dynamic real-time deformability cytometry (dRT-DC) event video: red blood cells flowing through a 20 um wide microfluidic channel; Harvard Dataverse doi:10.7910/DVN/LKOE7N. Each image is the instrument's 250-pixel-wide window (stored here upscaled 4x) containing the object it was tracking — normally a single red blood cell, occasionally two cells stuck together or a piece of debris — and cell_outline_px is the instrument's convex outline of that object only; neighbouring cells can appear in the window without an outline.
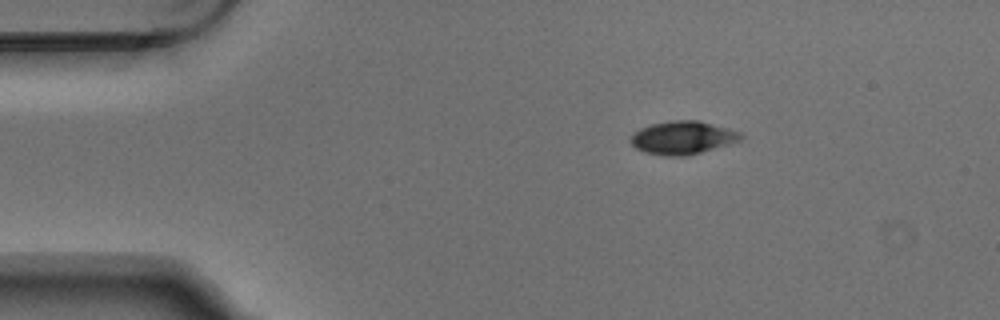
{"species": "Egyptian fruit bat (a non-hibernating species)", "species_latin": "Rousettus aegyptiacus", "temperature_condition": "warm", "stored_images_in_passage": 5, "camera_frame_rate_fps": 3000, "um_per_image_px": 0.085, "animal": {"sex": "male"}, "frame": {"image": 1, "passage_image": 1, "time_ms": 0.0, "image_size_px": [1000, 320], "cell_outline_px": [[744, 136], [740, 140], [728, 144], [700, 152], [684, 156], [664, 156], [644, 152], [636, 148], [632, 144], [632, 136], [640, 128], [652, 124], [676, 120], [700, 120], [728, 128], [740, 132]], "centroid_in_image_um": [58.05, 11.7], "position_along_channel_um": 27.0, "area_um2": 20.98}}
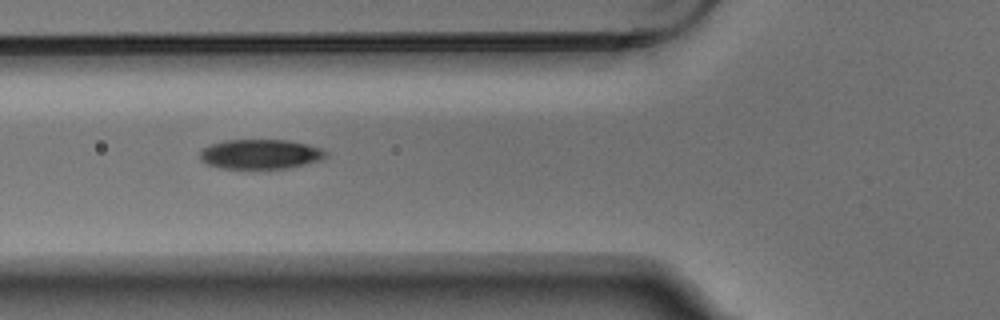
{"frame": {"image": 2, "passage_image": 4, "time_ms": 1.0, "image_size_px": [1000, 320], "cell_outline_px": [[328, 156], [324, 160], [288, 168], [220, 168], [208, 164], [200, 160], [200, 148], [208, 144], [224, 140], [288, 140], [308, 144], [320, 148], [328, 152]], "centroid_in_image_um": [22.14, 13.09], "position_along_channel_um": 103.7, "area_um2": 22.08}}
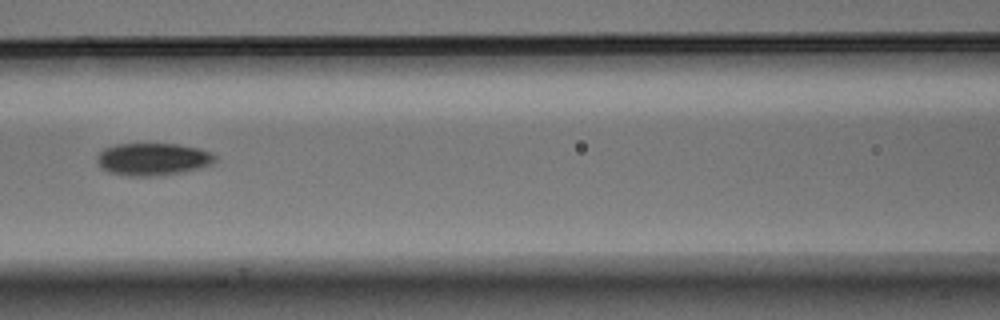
{"frame": {"image": 3, "passage_image": 5, "time_ms": 1.333, "image_size_px": [1000, 320], "cell_outline_px": [[216, 160], [212, 164], [164, 176], [128, 176], [108, 172], [100, 168], [96, 160], [96, 156], [104, 148], [116, 144], [180, 144], [200, 148], [212, 152], [216, 156]], "centroid_in_image_um": [12.97, 13.53], "position_along_channel_um": 153.6, "area_um2": 22.54}}